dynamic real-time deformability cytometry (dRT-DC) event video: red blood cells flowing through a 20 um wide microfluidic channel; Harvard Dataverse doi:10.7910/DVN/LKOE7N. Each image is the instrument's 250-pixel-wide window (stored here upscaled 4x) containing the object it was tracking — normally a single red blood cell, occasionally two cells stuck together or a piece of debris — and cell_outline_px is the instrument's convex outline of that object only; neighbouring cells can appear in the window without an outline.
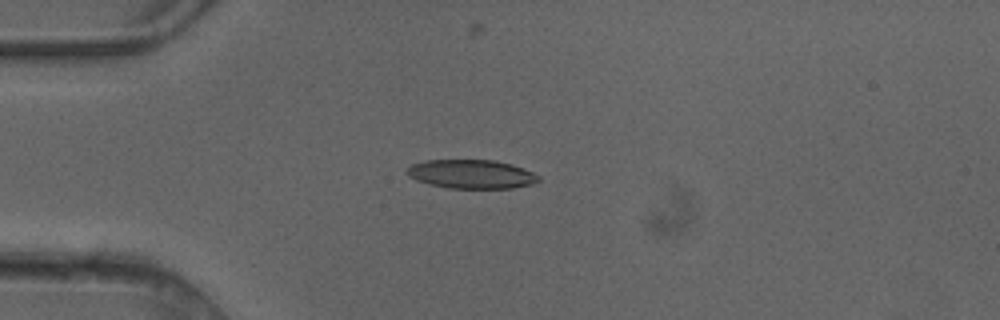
{"species": "common noctule bat (a hibernating species)", "species_latin": "Nyctalus noctula", "temperature_condition": "cold", "stored_images_in_passage": 2, "camera_frame_rate_fps": 3000, "um_per_image_px": 0.085, "animal": {"sex": "female"}, "frame": {"image": 1, "passage_image": 1, "time_ms": 0.0, "image_size_px": [1000, 320], "cell_outline_px": [[540, 180], [532, 184], [512, 188], [448, 188], [428, 184], [416, 180], [408, 176], [408, 168], [412, 164], [424, 160], [492, 160], [512, 164], [532, 172], [540, 176]], "centroid_in_image_um": [40.07, 14.8], "position_along_channel_um": 44.9, "area_um2": 22.08}}